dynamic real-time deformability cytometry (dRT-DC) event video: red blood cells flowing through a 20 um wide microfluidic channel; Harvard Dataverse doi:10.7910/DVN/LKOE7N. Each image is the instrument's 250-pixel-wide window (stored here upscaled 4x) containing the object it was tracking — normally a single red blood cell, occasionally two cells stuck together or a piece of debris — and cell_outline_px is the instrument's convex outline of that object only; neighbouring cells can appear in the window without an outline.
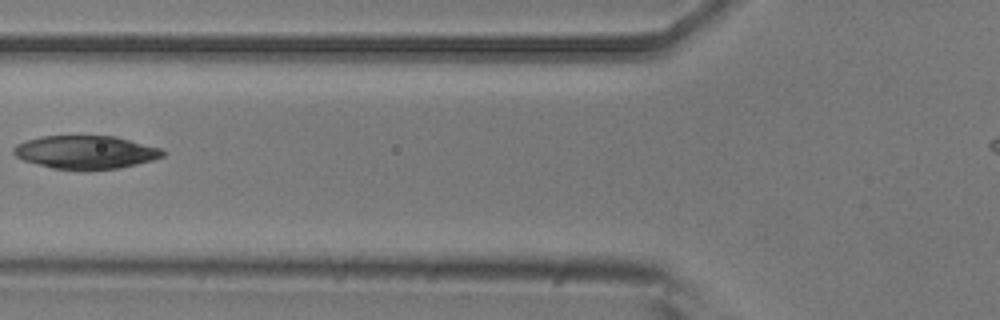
{"species": "common noctule bat (a hibernating species)", "species_latin": "Nyctalus noctula", "temperature_condition": "room temperature", "stored_images_in_passage": 6, "camera_frame_rate_fps": 3000, "um_per_image_px": 0.085, "animal": {"sex": "male", "body_mass_g": 20.5, "forearm_length_mm": 52.5}, "frame": {"image": 1, "passage_image": 5, "time_ms": 4.667, "image_size_px": [1000, 320], "cell_outline_px": [[168, 152], [164, 156], [152, 160], [120, 168], [84, 172], [80, 172], [52, 168], [24, 160], [16, 156], [12, 152], [12, 148], [16, 144], [40, 136], [116, 136], [164, 148]], "centroid_in_image_um": [7.34, 12.96], "position_along_channel_um": 118.5, "area_um2": 29.65}}
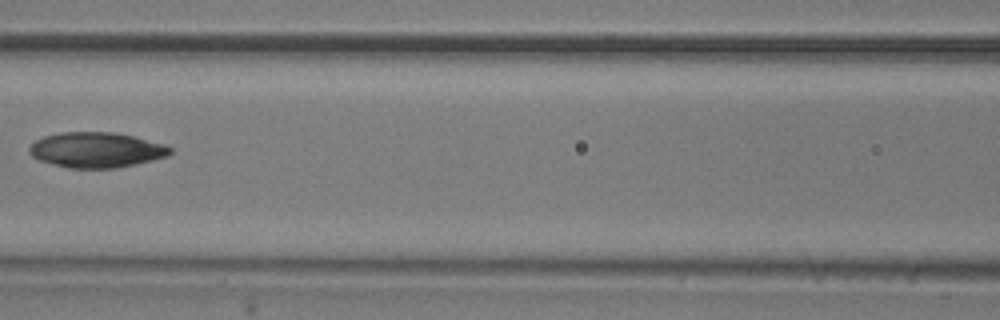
{"frame": {"image": 2, "passage_image": 6, "time_ms": 5.667, "image_size_px": [1000, 320], "cell_outline_px": [[172, 152], [168, 156], [136, 164], [116, 168], [68, 168], [40, 160], [32, 156], [28, 152], [28, 148], [36, 140], [44, 136], [60, 132], [116, 132], [164, 144], [172, 148]], "centroid_in_image_um": [8.19, 12.74], "position_along_channel_um": 158.4, "area_um2": 28.96}}